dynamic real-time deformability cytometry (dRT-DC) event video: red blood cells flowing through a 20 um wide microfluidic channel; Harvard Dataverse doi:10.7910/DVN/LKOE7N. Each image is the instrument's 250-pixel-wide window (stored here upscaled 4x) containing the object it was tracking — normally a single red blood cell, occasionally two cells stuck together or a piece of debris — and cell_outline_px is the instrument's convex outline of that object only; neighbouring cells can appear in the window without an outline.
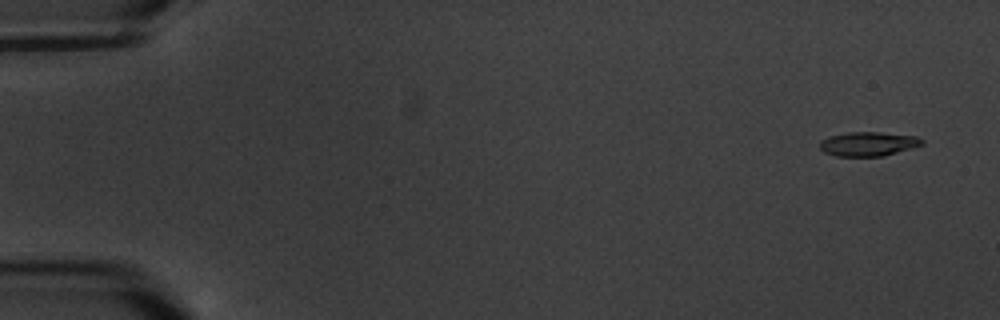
{"species": "common noctule bat (a hibernating species)", "species_latin": "Nyctalus noctula", "temperature_condition": "warm", "stored_images_in_passage": 7, "segment_of_instrument_passage": [2, 2], "camera_frame_rate_fps": 3000, "um_per_image_px": 0.085, "animal": {"sex": "male", "body_mass_g": 20.1, "forearm_length_mm": 53.5}, "frame": {"image": 1, "passage_image": 7, "time_ms": 7.0, "image_size_px": [1000, 320], "cell_outline_px": [[924, 144], [912, 148], [884, 156], [836, 156], [824, 152], [820, 148], [820, 140], [828, 136], [848, 132], [880, 132], [916, 136], [924, 140]], "centroid_in_image_um": [73.8, 12.23], "position_along_channel_um": 11.2, "area_um2": 14.51}}